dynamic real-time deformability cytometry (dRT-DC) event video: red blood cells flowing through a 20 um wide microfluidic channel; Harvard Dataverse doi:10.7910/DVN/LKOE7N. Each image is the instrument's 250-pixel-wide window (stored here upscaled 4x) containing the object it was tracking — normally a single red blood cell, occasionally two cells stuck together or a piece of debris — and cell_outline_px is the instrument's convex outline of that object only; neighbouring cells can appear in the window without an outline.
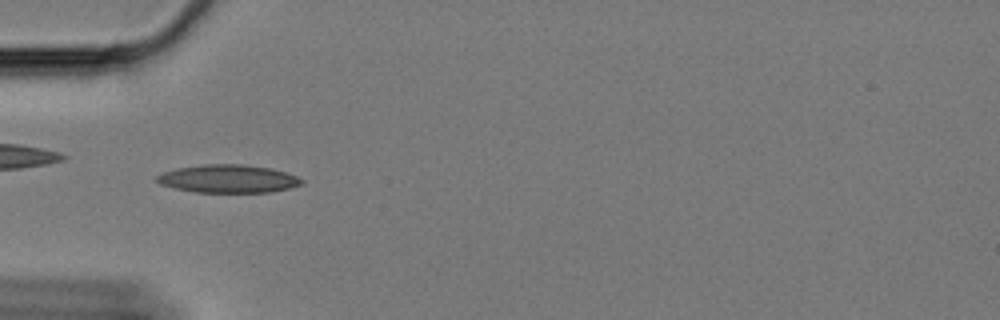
{"species": "Egyptian fruit bat (a non-hibernating species)", "species_latin": "Rousettus aegyptiacus", "temperature_condition": "cold", "stored_images_in_passage": 60, "camera_frame_rate_fps": 3000, "um_per_image_px": 0.085, "animal": {"sex": "female"}, "frame": {"image": 1, "passage_image": 19, "time_ms": 6.0, "image_size_px": [1000, 320], "cell_outline_px": [[304, 184], [272, 192], [196, 192], [176, 188], [160, 184], [156, 180], [156, 176], [164, 172], [176, 168], [204, 164], [240, 164], [272, 168], [296, 176], [304, 180]], "centroid_in_image_um": [19.41, 15.19], "position_along_channel_um": 65.6, "area_um2": 23.58}}
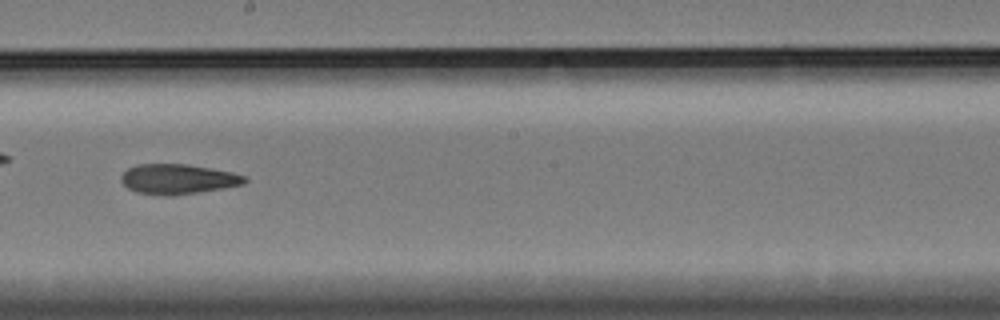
{"frame": {"image": 2, "passage_image": 34, "time_ms": 11.0, "image_size_px": [1000, 320], "cell_outline_px": [[248, 180], [244, 184], [224, 188], [200, 192], [172, 196], [168, 196], [136, 192], [128, 188], [120, 180], [120, 176], [128, 168], [136, 164], [184, 164], [232, 172], [248, 176]], "centroid_in_image_um": [15.13, 15.23], "position_along_channel_um": 233.1, "area_um2": 21.68}}
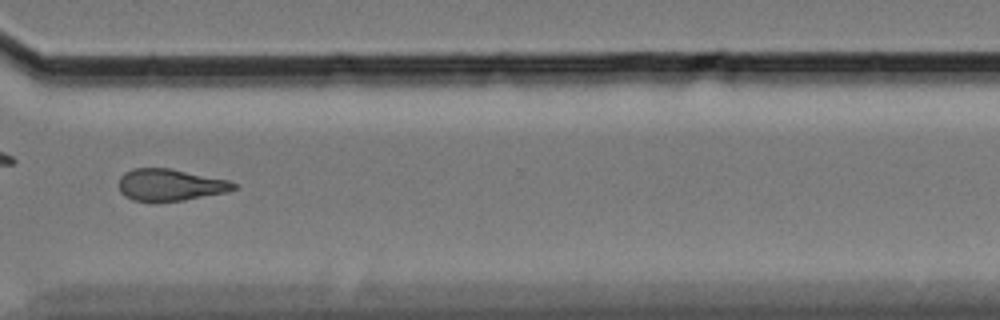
{"frame": {"image": 3, "passage_image": 45, "time_ms": 14.667, "image_size_px": [1000, 320], "cell_outline_px": [[236, 188], [228, 192], [184, 200], [132, 200], [124, 196], [120, 192], [120, 176], [124, 172], [132, 168], [168, 168], [228, 180], [236, 184]], "centroid_in_image_um": [14.45, 15.7], "position_along_channel_um": 356.1, "area_um2": 20.98}}